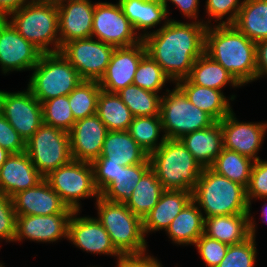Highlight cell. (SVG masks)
Returning <instances> with one entry per match:
<instances>
[{
    "label": "cell",
    "mask_w": 267,
    "mask_h": 267,
    "mask_svg": "<svg viewBox=\"0 0 267 267\" xmlns=\"http://www.w3.org/2000/svg\"><path fill=\"white\" fill-rule=\"evenodd\" d=\"M73 213L54 215H16L14 241L24 238L36 242H55L68 238V225Z\"/></svg>",
    "instance_id": "e0dca14e"
},
{
    "label": "cell",
    "mask_w": 267,
    "mask_h": 267,
    "mask_svg": "<svg viewBox=\"0 0 267 267\" xmlns=\"http://www.w3.org/2000/svg\"><path fill=\"white\" fill-rule=\"evenodd\" d=\"M240 0H206V12L209 17H213L216 21L222 20L225 15H228L226 21H221L218 24H233L238 16L239 10L243 5Z\"/></svg>",
    "instance_id": "ee69618b"
},
{
    "label": "cell",
    "mask_w": 267,
    "mask_h": 267,
    "mask_svg": "<svg viewBox=\"0 0 267 267\" xmlns=\"http://www.w3.org/2000/svg\"><path fill=\"white\" fill-rule=\"evenodd\" d=\"M256 55L257 80L267 75V39L256 42Z\"/></svg>",
    "instance_id": "f907efd6"
},
{
    "label": "cell",
    "mask_w": 267,
    "mask_h": 267,
    "mask_svg": "<svg viewBox=\"0 0 267 267\" xmlns=\"http://www.w3.org/2000/svg\"><path fill=\"white\" fill-rule=\"evenodd\" d=\"M25 152L43 177L73 159L69 133L45 123L25 143Z\"/></svg>",
    "instance_id": "9c48e42d"
},
{
    "label": "cell",
    "mask_w": 267,
    "mask_h": 267,
    "mask_svg": "<svg viewBox=\"0 0 267 267\" xmlns=\"http://www.w3.org/2000/svg\"><path fill=\"white\" fill-rule=\"evenodd\" d=\"M262 210H263V212H262V218H266L265 222H267V204H264L263 205Z\"/></svg>",
    "instance_id": "11a10c76"
},
{
    "label": "cell",
    "mask_w": 267,
    "mask_h": 267,
    "mask_svg": "<svg viewBox=\"0 0 267 267\" xmlns=\"http://www.w3.org/2000/svg\"><path fill=\"white\" fill-rule=\"evenodd\" d=\"M94 171V183L101 194L115 179L120 170L117 162L99 157L92 162Z\"/></svg>",
    "instance_id": "bcb514c9"
},
{
    "label": "cell",
    "mask_w": 267,
    "mask_h": 267,
    "mask_svg": "<svg viewBox=\"0 0 267 267\" xmlns=\"http://www.w3.org/2000/svg\"><path fill=\"white\" fill-rule=\"evenodd\" d=\"M100 92L98 81L83 80L69 93V105L75 121L97 113V100Z\"/></svg>",
    "instance_id": "74e56055"
},
{
    "label": "cell",
    "mask_w": 267,
    "mask_h": 267,
    "mask_svg": "<svg viewBox=\"0 0 267 267\" xmlns=\"http://www.w3.org/2000/svg\"><path fill=\"white\" fill-rule=\"evenodd\" d=\"M151 167L150 159L144 163L120 166L114 181L100 194L110 202L125 203L131 196L142 175Z\"/></svg>",
    "instance_id": "836d02e7"
},
{
    "label": "cell",
    "mask_w": 267,
    "mask_h": 267,
    "mask_svg": "<svg viewBox=\"0 0 267 267\" xmlns=\"http://www.w3.org/2000/svg\"><path fill=\"white\" fill-rule=\"evenodd\" d=\"M137 33L124 15L119 2L117 4L96 3L92 37L114 47H128L142 41V34Z\"/></svg>",
    "instance_id": "7c38bea8"
},
{
    "label": "cell",
    "mask_w": 267,
    "mask_h": 267,
    "mask_svg": "<svg viewBox=\"0 0 267 267\" xmlns=\"http://www.w3.org/2000/svg\"><path fill=\"white\" fill-rule=\"evenodd\" d=\"M16 215H54L74 213L43 179L35 187L15 194L12 198Z\"/></svg>",
    "instance_id": "ffe728a7"
},
{
    "label": "cell",
    "mask_w": 267,
    "mask_h": 267,
    "mask_svg": "<svg viewBox=\"0 0 267 267\" xmlns=\"http://www.w3.org/2000/svg\"><path fill=\"white\" fill-rule=\"evenodd\" d=\"M220 122L223 134V147L259 160L257 153L267 131L266 123L239 122L233 110Z\"/></svg>",
    "instance_id": "9a60e30c"
},
{
    "label": "cell",
    "mask_w": 267,
    "mask_h": 267,
    "mask_svg": "<svg viewBox=\"0 0 267 267\" xmlns=\"http://www.w3.org/2000/svg\"><path fill=\"white\" fill-rule=\"evenodd\" d=\"M10 16L9 21L18 33L43 54L60 52L57 6L33 0ZM52 44L54 49L49 48Z\"/></svg>",
    "instance_id": "8992f818"
},
{
    "label": "cell",
    "mask_w": 267,
    "mask_h": 267,
    "mask_svg": "<svg viewBox=\"0 0 267 267\" xmlns=\"http://www.w3.org/2000/svg\"><path fill=\"white\" fill-rule=\"evenodd\" d=\"M246 198L248 204L251 205L253 198L267 199V161H254L249 185L246 188Z\"/></svg>",
    "instance_id": "7bdbcfd3"
},
{
    "label": "cell",
    "mask_w": 267,
    "mask_h": 267,
    "mask_svg": "<svg viewBox=\"0 0 267 267\" xmlns=\"http://www.w3.org/2000/svg\"><path fill=\"white\" fill-rule=\"evenodd\" d=\"M117 94L130 109L133 117L160 115L161 97L136 85H129Z\"/></svg>",
    "instance_id": "d590c367"
},
{
    "label": "cell",
    "mask_w": 267,
    "mask_h": 267,
    "mask_svg": "<svg viewBox=\"0 0 267 267\" xmlns=\"http://www.w3.org/2000/svg\"><path fill=\"white\" fill-rule=\"evenodd\" d=\"M147 53L143 40L128 47H115L105 73L98 81L100 88L117 93L133 85V79L141 58Z\"/></svg>",
    "instance_id": "2e32d148"
},
{
    "label": "cell",
    "mask_w": 267,
    "mask_h": 267,
    "mask_svg": "<svg viewBox=\"0 0 267 267\" xmlns=\"http://www.w3.org/2000/svg\"><path fill=\"white\" fill-rule=\"evenodd\" d=\"M205 54L223 66L241 85L256 80V42L232 24L207 26Z\"/></svg>",
    "instance_id": "7a4b0ae2"
},
{
    "label": "cell",
    "mask_w": 267,
    "mask_h": 267,
    "mask_svg": "<svg viewBox=\"0 0 267 267\" xmlns=\"http://www.w3.org/2000/svg\"><path fill=\"white\" fill-rule=\"evenodd\" d=\"M16 235V213L12 199L0 192V239L14 241Z\"/></svg>",
    "instance_id": "f6af8a7d"
},
{
    "label": "cell",
    "mask_w": 267,
    "mask_h": 267,
    "mask_svg": "<svg viewBox=\"0 0 267 267\" xmlns=\"http://www.w3.org/2000/svg\"><path fill=\"white\" fill-rule=\"evenodd\" d=\"M160 131H163L160 115L133 117L128 129L132 138L149 155L157 150L166 139L163 135L157 143Z\"/></svg>",
    "instance_id": "8d00e7d4"
},
{
    "label": "cell",
    "mask_w": 267,
    "mask_h": 267,
    "mask_svg": "<svg viewBox=\"0 0 267 267\" xmlns=\"http://www.w3.org/2000/svg\"><path fill=\"white\" fill-rule=\"evenodd\" d=\"M79 211H74L68 225V238L81 250L95 254L123 256L113 246L110 236L97 218L76 217Z\"/></svg>",
    "instance_id": "ac0fdd59"
},
{
    "label": "cell",
    "mask_w": 267,
    "mask_h": 267,
    "mask_svg": "<svg viewBox=\"0 0 267 267\" xmlns=\"http://www.w3.org/2000/svg\"><path fill=\"white\" fill-rule=\"evenodd\" d=\"M192 200L204 210V219L213 216L250 213L246 188L217 174L210 167L203 168Z\"/></svg>",
    "instance_id": "3957f363"
},
{
    "label": "cell",
    "mask_w": 267,
    "mask_h": 267,
    "mask_svg": "<svg viewBox=\"0 0 267 267\" xmlns=\"http://www.w3.org/2000/svg\"><path fill=\"white\" fill-rule=\"evenodd\" d=\"M117 263V267H162L160 262L150 255L122 257Z\"/></svg>",
    "instance_id": "c3c4849f"
},
{
    "label": "cell",
    "mask_w": 267,
    "mask_h": 267,
    "mask_svg": "<svg viewBox=\"0 0 267 267\" xmlns=\"http://www.w3.org/2000/svg\"><path fill=\"white\" fill-rule=\"evenodd\" d=\"M43 179L25 151L11 153L0 167V192L12 198L21 191L35 187Z\"/></svg>",
    "instance_id": "7402d4cb"
},
{
    "label": "cell",
    "mask_w": 267,
    "mask_h": 267,
    "mask_svg": "<svg viewBox=\"0 0 267 267\" xmlns=\"http://www.w3.org/2000/svg\"><path fill=\"white\" fill-rule=\"evenodd\" d=\"M99 119L108 131H126L133 120L130 109L117 93H110L101 89L97 100Z\"/></svg>",
    "instance_id": "d6a6232c"
},
{
    "label": "cell",
    "mask_w": 267,
    "mask_h": 267,
    "mask_svg": "<svg viewBox=\"0 0 267 267\" xmlns=\"http://www.w3.org/2000/svg\"><path fill=\"white\" fill-rule=\"evenodd\" d=\"M171 1L176 5L177 8L181 10L184 16L187 18H193L196 20L198 18V7L199 0H162V3L167 9V2Z\"/></svg>",
    "instance_id": "681fc988"
},
{
    "label": "cell",
    "mask_w": 267,
    "mask_h": 267,
    "mask_svg": "<svg viewBox=\"0 0 267 267\" xmlns=\"http://www.w3.org/2000/svg\"><path fill=\"white\" fill-rule=\"evenodd\" d=\"M191 200V191L165 189L157 204L143 219L144 234L163 229L166 231L174 218Z\"/></svg>",
    "instance_id": "603a6c76"
},
{
    "label": "cell",
    "mask_w": 267,
    "mask_h": 267,
    "mask_svg": "<svg viewBox=\"0 0 267 267\" xmlns=\"http://www.w3.org/2000/svg\"><path fill=\"white\" fill-rule=\"evenodd\" d=\"M0 112L25 143L43 123L42 104L28 88L17 93L0 90Z\"/></svg>",
    "instance_id": "4fadbf2b"
},
{
    "label": "cell",
    "mask_w": 267,
    "mask_h": 267,
    "mask_svg": "<svg viewBox=\"0 0 267 267\" xmlns=\"http://www.w3.org/2000/svg\"><path fill=\"white\" fill-rule=\"evenodd\" d=\"M124 15L135 31L151 29L167 20L169 12L162 0H119Z\"/></svg>",
    "instance_id": "f1b7e54d"
},
{
    "label": "cell",
    "mask_w": 267,
    "mask_h": 267,
    "mask_svg": "<svg viewBox=\"0 0 267 267\" xmlns=\"http://www.w3.org/2000/svg\"><path fill=\"white\" fill-rule=\"evenodd\" d=\"M38 1L58 7L70 0H38Z\"/></svg>",
    "instance_id": "db71d44e"
},
{
    "label": "cell",
    "mask_w": 267,
    "mask_h": 267,
    "mask_svg": "<svg viewBox=\"0 0 267 267\" xmlns=\"http://www.w3.org/2000/svg\"><path fill=\"white\" fill-rule=\"evenodd\" d=\"M33 70L28 89L40 103L68 96L83 81L73 65L59 52L42 54Z\"/></svg>",
    "instance_id": "52a82bcc"
},
{
    "label": "cell",
    "mask_w": 267,
    "mask_h": 267,
    "mask_svg": "<svg viewBox=\"0 0 267 267\" xmlns=\"http://www.w3.org/2000/svg\"><path fill=\"white\" fill-rule=\"evenodd\" d=\"M114 50L113 45L90 37L65 43L59 53L73 65L83 80L99 81Z\"/></svg>",
    "instance_id": "8fae6325"
},
{
    "label": "cell",
    "mask_w": 267,
    "mask_h": 267,
    "mask_svg": "<svg viewBox=\"0 0 267 267\" xmlns=\"http://www.w3.org/2000/svg\"><path fill=\"white\" fill-rule=\"evenodd\" d=\"M168 80L171 79L154 59L146 53L138 64L133 79V85L158 93Z\"/></svg>",
    "instance_id": "60d3db41"
},
{
    "label": "cell",
    "mask_w": 267,
    "mask_h": 267,
    "mask_svg": "<svg viewBox=\"0 0 267 267\" xmlns=\"http://www.w3.org/2000/svg\"><path fill=\"white\" fill-rule=\"evenodd\" d=\"M250 213L213 216L204 219V235L227 245L250 236Z\"/></svg>",
    "instance_id": "d4e9b609"
},
{
    "label": "cell",
    "mask_w": 267,
    "mask_h": 267,
    "mask_svg": "<svg viewBox=\"0 0 267 267\" xmlns=\"http://www.w3.org/2000/svg\"><path fill=\"white\" fill-rule=\"evenodd\" d=\"M250 217V236L237 244L228 246L225 257L217 267H254L256 260L255 224Z\"/></svg>",
    "instance_id": "f35d334b"
},
{
    "label": "cell",
    "mask_w": 267,
    "mask_h": 267,
    "mask_svg": "<svg viewBox=\"0 0 267 267\" xmlns=\"http://www.w3.org/2000/svg\"><path fill=\"white\" fill-rule=\"evenodd\" d=\"M99 157L115 161L121 166L144 163L149 154L132 138L128 130L108 131Z\"/></svg>",
    "instance_id": "484cf974"
},
{
    "label": "cell",
    "mask_w": 267,
    "mask_h": 267,
    "mask_svg": "<svg viewBox=\"0 0 267 267\" xmlns=\"http://www.w3.org/2000/svg\"><path fill=\"white\" fill-rule=\"evenodd\" d=\"M149 159L164 189L192 192L203 169L180 139L166 138Z\"/></svg>",
    "instance_id": "277c9868"
},
{
    "label": "cell",
    "mask_w": 267,
    "mask_h": 267,
    "mask_svg": "<svg viewBox=\"0 0 267 267\" xmlns=\"http://www.w3.org/2000/svg\"><path fill=\"white\" fill-rule=\"evenodd\" d=\"M165 189L157 178L155 171L150 167L140 178L132 196L125 202L133 214L144 219L160 199Z\"/></svg>",
    "instance_id": "1f68e13d"
},
{
    "label": "cell",
    "mask_w": 267,
    "mask_h": 267,
    "mask_svg": "<svg viewBox=\"0 0 267 267\" xmlns=\"http://www.w3.org/2000/svg\"><path fill=\"white\" fill-rule=\"evenodd\" d=\"M95 6L90 0H70L58 6L60 49L72 40L92 37Z\"/></svg>",
    "instance_id": "44dd1931"
},
{
    "label": "cell",
    "mask_w": 267,
    "mask_h": 267,
    "mask_svg": "<svg viewBox=\"0 0 267 267\" xmlns=\"http://www.w3.org/2000/svg\"><path fill=\"white\" fill-rule=\"evenodd\" d=\"M210 21L183 23L168 19L158 30L141 35L147 54L171 81L187 78L196 59L205 53V32Z\"/></svg>",
    "instance_id": "6da1fadb"
},
{
    "label": "cell",
    "mask_w": 267,
    "mask_h": 267,
    "mask_svg": "<svg viewBox=\"0 0 267 267\" xmlns=\"http://www.w3.org/2000/svg\"><path fill=\"white\" fill-rule=\"evenodd\" d=\"M0 146L10 153L25 151V141L0 112Z\"/></svg>",
    "instance_id": "7dc6e473"
},
{
    "label": "cell",
    "mask_w": 267,
    "mask_h": 267,
    "mask_svg": "<svg viewBox=\"0 0 267 267\" xmlns=\"http://www.w3.org/2000/svg\"><path fill=\"white\" fill-rule=\"evenodd\" d=\"M180 140L203 168L211 167L223 149V134L219 121L210 127L186 134Z\"/></svg>",
    "instance_id": "cb8c5ba5"
},
{
    "label": "cell",
    "mask_w": 267,
    "mask_h": 267,
    "mask_svg": "<svg viewBox=\"0 0 267 267\" xmlns=\"http://www.w3.org/2000/svg\"><path fill=\"white\" fill-rule=\"evenodd\" d=\"M161 96L160 118L164 136L180 139L184 135L212 126L216 121L188 100L176 85Z\"/></svg>",
    "instance_id": "ba28073f"
},
{
    "label": "cell",
    "mask_w": 267,
    "mask_h": 267,
    "mask_svg": "<svg viewBox=\"0 0 267 267\" xmlns=\"http://www.w3.org/2000/svg\"><path fill=\"white\" fill-rule=\"evenodd\" d=\"M44 179L62 201L74 211H80L79 199L100 197L95 183L92 163L72 159L51 171Z\"/></svg>",
    "instance_id": "30bf717a"
},
{
    "label": "cell",
    "mask_w": 267,
    "mask_h": 267,
    "mask_svg": "<svg viewBox=\"0 0 267 267\" xmlns=\"http://www.w3.org/2000/svg\"><path fill=\"white\" fill-rule=\"evenodd\" d=\"M10 152L0 146V167L10 156Z\"/></svg>",
    "instance_id": "f5cc1de1"
},
{
    "label": "cell",
    "mask_w": 267,
    "mask_h": 267,
    "mask_svg": "<svg viewBox=\"0 0 267 267\" xmlns=\"http://www.w3.org/2000/svg\"><path fill=\"white\" fill-rule=\"evenodd\" d=\"M43 123L70 132L75 119L73 117L68 96H59L41 103Z\"/></svg>",
    "instance_id": "ab89813d"
},
{
    "label": "cell",
    "mask_w": 267,
    "mask_h": 267,
    "mask_svg": "<svg viewBox=\"0 0 267 267\" xmlns=\"http://www.w3.org/2000/svg\"><path fill=\"white\" fill-rule=\"evenodd\" d=\"M232 25L254 42L267 39V0H244Z\"/></svg>",
    "instance_id": "f546056e"
},
{
    "label": "cell",
    "mask_w": 267,
    "mask_h": 267,
    "mask_svg": "<svg viewBox=\"0 0 267 267\" xmlns=\"http://www.w3.org/2000/svg\"><path fill=\"white\" fill-rule=\"evenodd\" d=\"M187 79L192 84L220 91L228 83L232 87L242 86L232 74L205 53L196 59Z\"/></svg>",
    "instance_id": "4dcf8cb0"
},
{
    "label": "cell",
    "mask_w": 267,
    "mask_h": 267,
    "mask_svg": "<svg viewBox=\"0 0 267 267\" xmlns=\"http://www.w3.org/2000/svg\"><path fill=\"white\" fill-rule=\"evenodd\" d=\"M201 211L191 200L174 218L166 232L175 244L194 245L204 234V216Z\"/></svg>",
    "instance_id": "83f0119b"
},
{
    "label": "cell",
    "mask_w": 267,
    "mask_h": 267,
    "mask_svg": "<svg viewBox=\"0 0 267 267\" xmlns=\"http://www.w3.org/2000/svg\"><path fill=\"white\" fill-rule=\"evenodd\" d=\"M254 160L223 147L210 167L217 174L248 187Z\"/></svg>",
    "instance_id": "e575fe53"
},
{
    "label": "cell",
    "mask_w": 267,
    "mask_h": 267,
    "mask_svg": "<svg viewBox=\"0 0 267 267\" xmlns=\"http://www.w3.org/2000/svg\"><path fill=\"white\" fill-rule=\"evenodd\" d=\"M42 54L18 33L8 18H0V65L4 74L32 70Z\"/></svg>",
    "instance_id": "5bb4252c"
},
{
    "label": "cell",
    "mask_w": 267,
    "mask_h": 267,
    "mask_svg": "<svg viewBox=\"0 0 267 267\" xmlns=\"http://www.w3.org/2000/svg\"><path fill=\"white\" fill-rule=\"evenodd\" d=\"M33 0H0V18L8 16Z\"/></svg>",
    "instance_id": "816d5d0a"
},
{
    "label": "cell",
    "mask_w": 267,
    "mask_h": 267,
    "mask_svg": "<svg viewBox=\"0 0 267 267\" xmlns=\"http://www.w3.org/2000/svg\"><path fill=\"white\" fill-rule=\"evenodd\" d=\"M107 132L97 114L76 121L69 132L72 158L90 163L99 158Z\"/></svg>",
    "instance_id": "d6986e66"
},
{
    "label": "cell",
    "mask_w": 267,
    "mask_h": 267,
    "mask_svg": "<svg viewBox=\"0 0 267 267\" xmlns=\"http://www.w3.org/2000/svg\"><path fill=\"white\" fill-rule=\"evenodd\" d=\"M194 245H196L201 258L207 267H217L225 257L229 246L218 240L209 238L204 234L201 235Z\"/></svg>",
    "instance_id": "b9f144b4"
},
{
    "label": "cell",
    "mask_w": 267,
    "mask_h": 267,
    "mask_svg": "<svg viewBox=\"0 0 267 267\" xmlns=\"http://www.w3.org/2000/svg\"><path fill=\"white\" fill-rule=\"evenodd\" d=\"M175 85L193 105L209 114L216 122L232 111L229 100L220 90L192 84L187 78L177 81Z\"/></svg>",
    "instance_id": "4316f807"
},
{
    "label": "cell",
    "mask_w": 267,
    "mask_h": 267,
    "mask_svg": "<svg viewBox=\"0 0 267 267\" xmlns=\"http://www.w3.org/2000/svg\"><path fill=\"white\" fill-rule=\"evenodd\" d=\"M98 220L110 236L115 249L123 256L146 255L143 219L132 213L125 203L96 200Z\"/></svg>",
    "instance_id": "5b68a950"
}]
</instances>
